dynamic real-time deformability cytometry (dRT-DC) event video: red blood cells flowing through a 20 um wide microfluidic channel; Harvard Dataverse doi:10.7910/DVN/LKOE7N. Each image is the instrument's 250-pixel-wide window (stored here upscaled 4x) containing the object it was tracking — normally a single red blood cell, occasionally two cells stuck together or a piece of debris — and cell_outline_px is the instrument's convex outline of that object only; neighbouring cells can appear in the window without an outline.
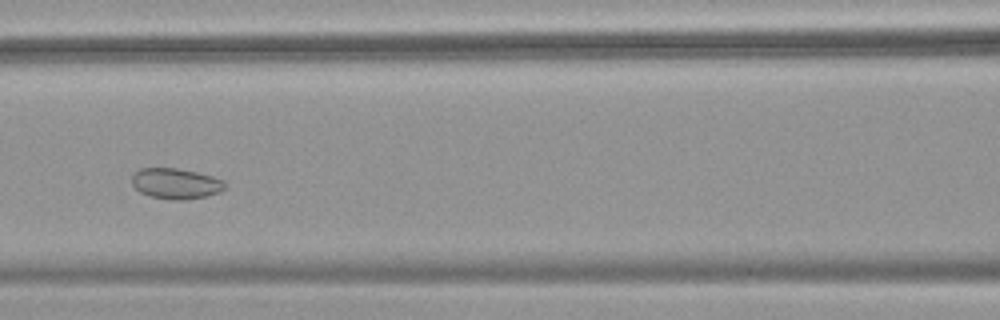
{"species": "common noctule bat (a hibernating species)", "species_latin": "Nyctalus noctula", "temperature_condition": "warm", "stored_images_in_passage": 43, "camera_frame_rate_fps": 3000, "um_per_image_px": 0.085, "animal": {"sex": "female", "body_mass_g": 18.4}, "frame": {"image": 1, "passage_image": 21, "time_ms": 6.667, "image_size_px": [1000, 320], "cell_outline_px": [[228, 184], [220, 192], [208, 196], [184, 200], [176, 200], [148, 196], [140, 192], [132, 184], [132, 172], [140, 168], [176, 168], [196, 172], [212, 176], [224, 180]], "centroid_in_image_um": [14.95, 15.6], "position_along_channel_um": 151.7, "area_um2": 16.82}}
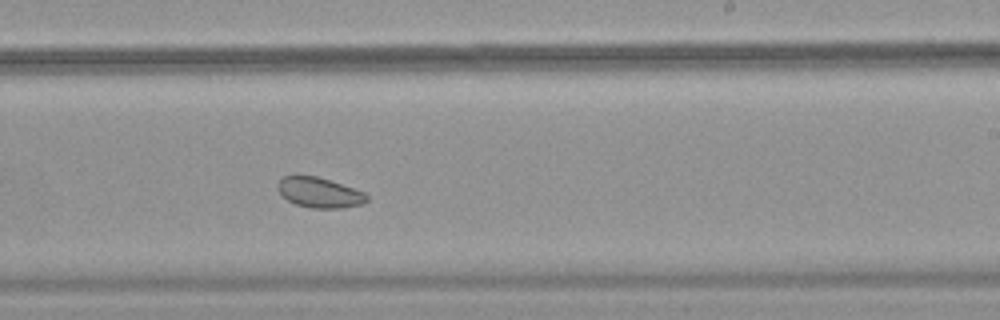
{"frame": {"image": 2, "passage_image": 30, "time_ms": 9.667, "image_size_px": [1000, 320], "cell_outline_px": [[368, 200], [364, 204], [344, 208], [312, 208], [296, 204], [288, 200], [276, 188], [276, 184], [284, 176], [296, 172], [316, 176], [364, 192], [368, 196]], "centroid_in_image_um": [27.11, 16.34], "position_along_channel_um": 261.9, "area_um2": 15.95}}
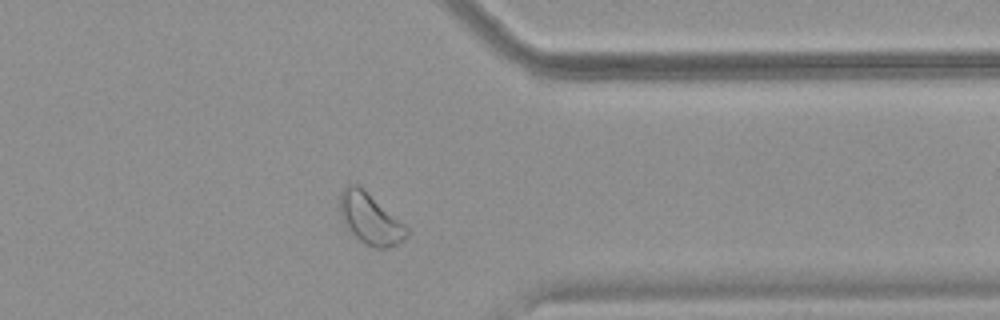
{"frame": {"image": 3, "passage_image": 40, "time_ms": 13.0, "image_size_px": [1000, 320], "cell_outline_px": [[408, 236], [404, 240], [388, 248], [376, 248], [364, 244], [344, 224], [340, 216], [340, 192], [348, 184], [356, 184], [404, 224], [408, 228]], "centroid_in_image_um": [31.45, 18.63], "position_along_channel_um": 379.9, "area_um2": 19.31}, "authors_computed_cell_mechanics": {"area_um2": 18.3226, "velocity_mm_per_s": 3.6911, "shape_relaxation_time_tau1_ms": null, "shape_relaxation_time_tau2_ms": 2.6798, "deformation_change_tau1": null, "deformation_change_tau2": 0.0589}}